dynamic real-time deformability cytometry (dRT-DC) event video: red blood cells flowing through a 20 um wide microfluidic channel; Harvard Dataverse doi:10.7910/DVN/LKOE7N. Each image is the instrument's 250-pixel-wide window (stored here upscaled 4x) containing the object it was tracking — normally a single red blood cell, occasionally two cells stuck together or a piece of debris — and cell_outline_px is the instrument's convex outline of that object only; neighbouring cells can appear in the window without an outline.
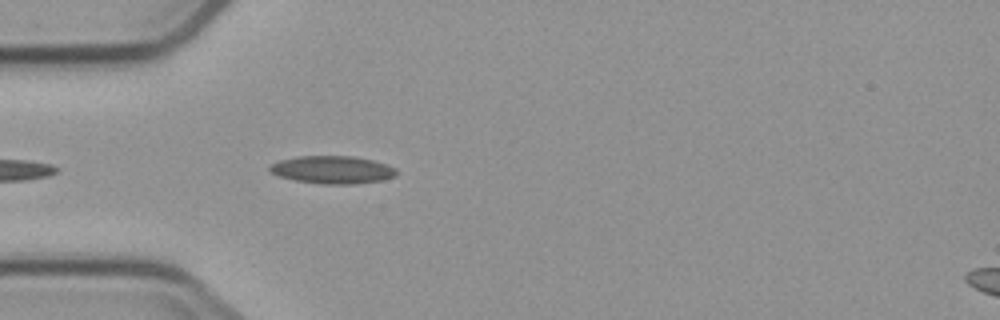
{"species": "common noctule bat (a hibernating species)", "species_latin": "Nyctalus noctula", "temperature_condition": "cold", "stored_images_in_passage": 1, "camera_frame_rate_fps": 3000, "um_per_image_px": 0.085, "animal": {"sex": "male", "body_mass_g": 23.1, "forearm_length_mm": 52.7}, "frame": {"image": 1, "passage_image": 1, "time_ms": 0.0, "image_size_px": [1000, 320], "cell_outline_px": [[396, 176], [384, 180], [356, 184], [320, 184], [296, 180], [280, 176], [272, 172], [268, 168], [272, 164], [280, 160], [300, 156], [356, 156], [372, 160], [396, 168]], "centroid_in_image_um": [28.3, 14.43], "position_along_channel_um": 56.7, "area_um2": 20.4}}